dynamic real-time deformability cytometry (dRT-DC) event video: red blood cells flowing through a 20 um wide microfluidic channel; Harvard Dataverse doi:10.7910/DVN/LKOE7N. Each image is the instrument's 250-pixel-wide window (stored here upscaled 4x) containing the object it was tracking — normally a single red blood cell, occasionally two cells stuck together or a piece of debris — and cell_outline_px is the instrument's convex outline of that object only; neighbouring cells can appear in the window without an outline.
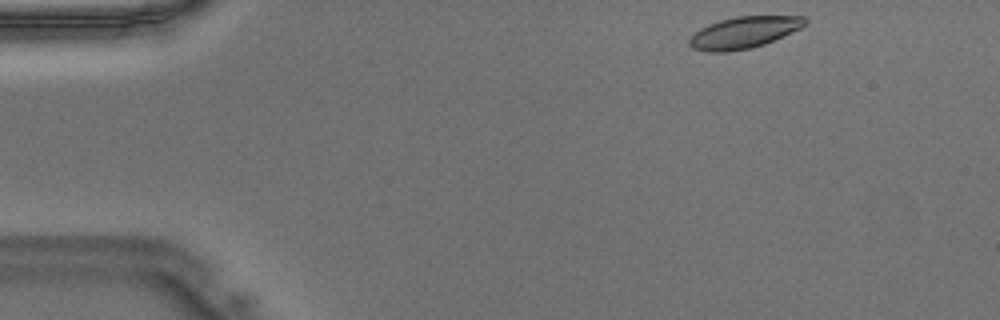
{"species": "Egyptian fruit bat (a non-hibernating species)", "species_latin": "Rousettus aegyptiacus", "temperature_condition": "warm", "stored_images_in_passage": 42, "camera_frame_rate_fps": 3000, "um_per_image_px": 0.085, "animal": {"sex": "male"}, "frame": {"image": 1, "passage_image": 1, "time_ms": 0.0, "image_size_px": [1000, 320], "cell_outline_px": [[808, 24], [800, 28], [764, 44], [752, 48], [728, 52], [704, 52], [692, 48], [688, 44], [688, 40], [700, 28], [708, 24], [720, 20], [736, 16], [804, 16], [808, 20]], "centroid_in_image_um": [63.21, 2.76], "position_along_channel_um": 21.8, "area_um2": 21.39}}
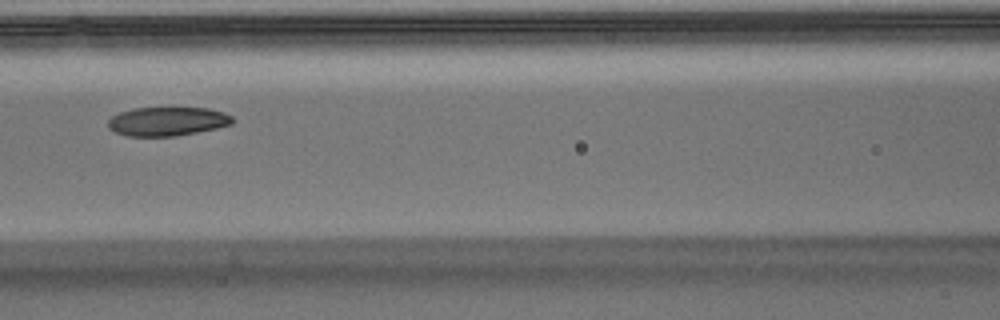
{"frame": {"image": 2, "passage_image": 16, "time_ms": 5.0, "image_size_px": [1000, 320], "cell_outline_px": [[236, 120], [232, 124], [216, 128], [196, 132], [172, 136], [128, 136], [116, 132], [108, 128], [108, 120], [112, 116], [120, 112], [132, 108], [208, 108], [224, 112], [232, 116]], "centroid_in_image_um": [14.24, 10.31], "position_along_channel_um": 152.4, "area_um2": 20.92}}
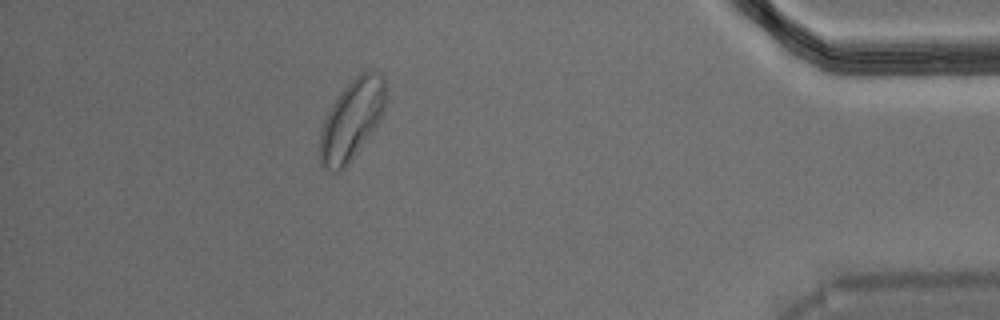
{"frame": {"image": 3, "passage_image": 37, "time_ms": 12.0, "image_size_px": [1000, 320], "cell_outline_px": [[384, 108], [380, 120], [344, 168], [340, 172], [336, 172], [320, 168], [320, 128], [332, 104], [344, 88], [360, 72], [368, 68], [376, 72], [384, 80]], "centroid_in_image_um": [29.86, 10.19], "position_along_channel_um": 405.3, "area_um2": 30.17}}